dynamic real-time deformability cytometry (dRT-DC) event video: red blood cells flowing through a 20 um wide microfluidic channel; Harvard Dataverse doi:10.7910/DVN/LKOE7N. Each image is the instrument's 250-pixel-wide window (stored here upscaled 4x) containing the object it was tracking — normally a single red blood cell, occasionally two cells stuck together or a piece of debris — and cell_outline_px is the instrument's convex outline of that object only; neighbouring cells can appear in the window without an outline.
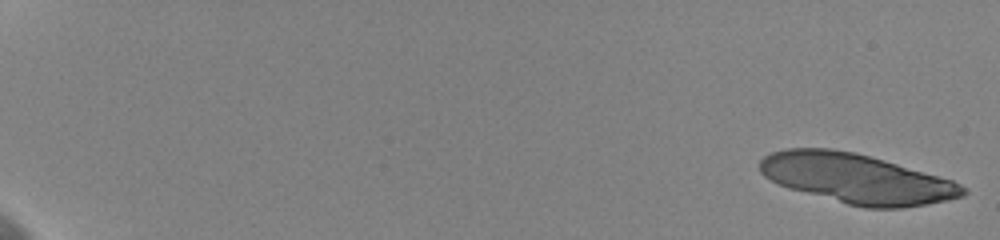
{"species": "human", "species_latin": "Homo sapiens", "temperature_condition": "cold", "stored_images_in_passage": 22, "camera_frame_rate_fps": 3000, "um_per_image_px": 0.085, "donor": {"sex": "female"}, "frame": {"image": 1, "passage_image": 1, "time_ms": 0.0, "image_size_px": [1000, 240], "cell_outline_px": [[968, 192], [964, 196], [928, 204], [900, 208], [864, 208], [848, 204], [788, 188], [776, 184], [764, 176], [760, 172], [760, 160], [764, 156], [772, 152], [788, 148], [832, 148], [856, 152], [884, 160], [952, 180], [960, 184]], "centroid_in_image_um": [72.78, 15.18], "position_along_channel_um": 12.2, "area_um2": 58.61}}